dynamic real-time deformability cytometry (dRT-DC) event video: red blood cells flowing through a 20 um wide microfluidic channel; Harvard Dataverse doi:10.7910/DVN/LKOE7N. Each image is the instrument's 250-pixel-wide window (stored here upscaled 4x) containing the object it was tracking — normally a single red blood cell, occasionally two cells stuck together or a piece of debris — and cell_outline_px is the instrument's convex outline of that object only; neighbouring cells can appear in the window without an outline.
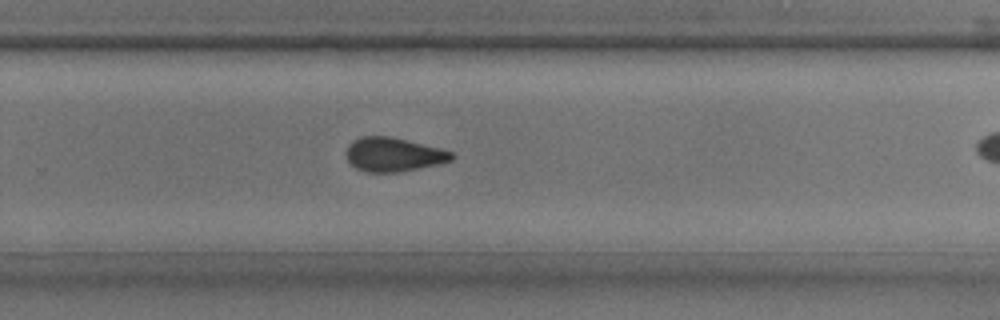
{"species": "common noctule bat (a hibernating species)", "species_latin": "Nyctalus noctula", "temperature_condition": "room temperature", "stored_images_in_passage": 21, "camera_frame_rate_fps": 3000, "um_per_image_px": 0.085, "animal": {"sex": "male", "body_mass_g": 17.9, "forearm_length_mm": 54.2}, "frame": {"image": 1, "passage_image": 15, "time_ms": 4.667, "image_size_px": [1000, 320], "cell_outline_px": [[456, 156], [452, 160], [420, 168], [396, 172], [364, 172], [356, 168], [348, 160], [348, 144], [352, 140], [360, 136], [388, 136], [440, 148], [452, 152]], "centroid_in_image_um": [33.44, 13.13], "position_along_channel_um": 296.4, "area_um2": 20.63}}